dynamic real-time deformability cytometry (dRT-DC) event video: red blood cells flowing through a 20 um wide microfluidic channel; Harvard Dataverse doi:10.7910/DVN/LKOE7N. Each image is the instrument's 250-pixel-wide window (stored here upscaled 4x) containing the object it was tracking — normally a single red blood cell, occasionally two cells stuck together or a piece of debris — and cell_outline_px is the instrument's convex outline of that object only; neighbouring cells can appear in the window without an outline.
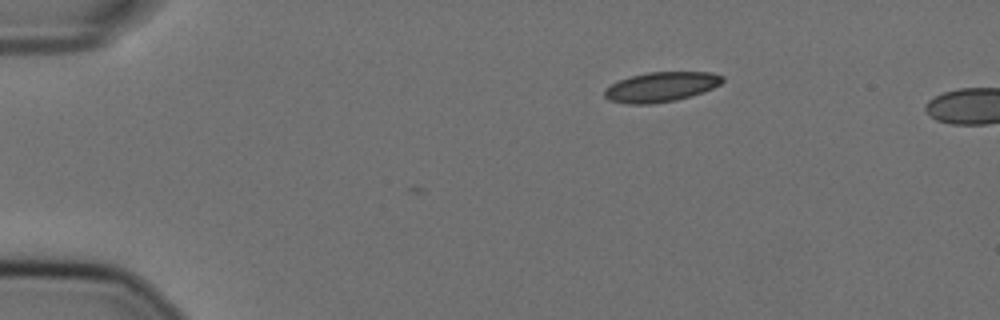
{"species": "Egyptian fruit bat (a non-hibernating species)", "species_latin": "Rousettus aegyptiacus", "temperature_condition": "cold", "stored_images_in_passage": 4, "camera_frame_rate_fps": 3000, "um_per_image_px": 0.085, "animal": {"sex": "female"}, "frame": {"image": 1, "passage_image": 1, "time_ms": 0.0, "image_size_px": [1000, 320], "cell_outline_px": [[724, 80], [720, 84], [704, 92], [692, 96], [676, 100], [652, 104], [628, 104], [608, 100], [604, 96], [604, 88], [620, 80], [632, 76], [648, 72], [712, 72], [724, 76]], "centroid_in_image_um": [56.2, 7.39], "position_along_channel_um": 28.8, "area_um2": 20.58}}